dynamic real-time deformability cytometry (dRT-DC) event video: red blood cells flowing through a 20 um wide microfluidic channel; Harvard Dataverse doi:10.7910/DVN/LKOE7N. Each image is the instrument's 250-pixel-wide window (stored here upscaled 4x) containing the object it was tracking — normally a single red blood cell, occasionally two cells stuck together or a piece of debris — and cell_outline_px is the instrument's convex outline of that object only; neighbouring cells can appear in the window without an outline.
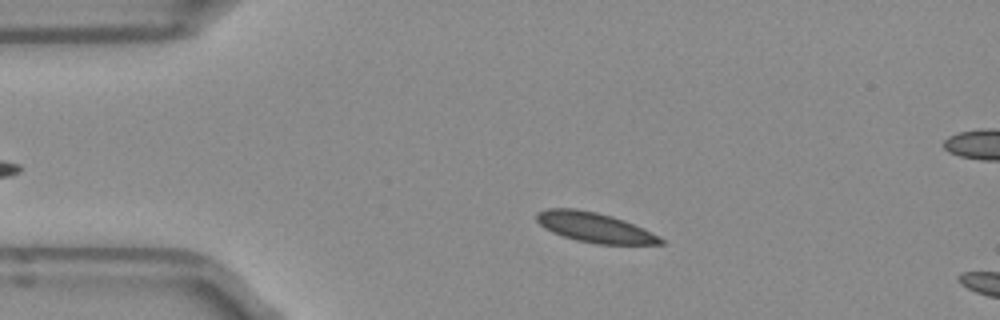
{"species": "Egyptian fruit bat (a non-hibernating species)", "species_latin": "Rousettus aegyptiacus", "temperature_condition": "room temperature", "stored_images_in_passage": 38, "camera_frame_rate_fps": 3000, "um_per_image_px": 0.085, "frame": {"image": 1, "passage_image": 8, "time_ms": 2.333, "image_size_px": [1000, 320], "cell_outline_px": [[664, 244], [596, 244], [576, 240], [552, 232], [544, 228], [536, 220], [536, 212], [548, 208], [572, 208], [596, 212], [612, 216], [624, 220], [644, 228], [664, 240]], "centroid_in_image_um": [50.52, 19.33], "position_along_channel_um": 34.5, "area_um2": 21.5}}
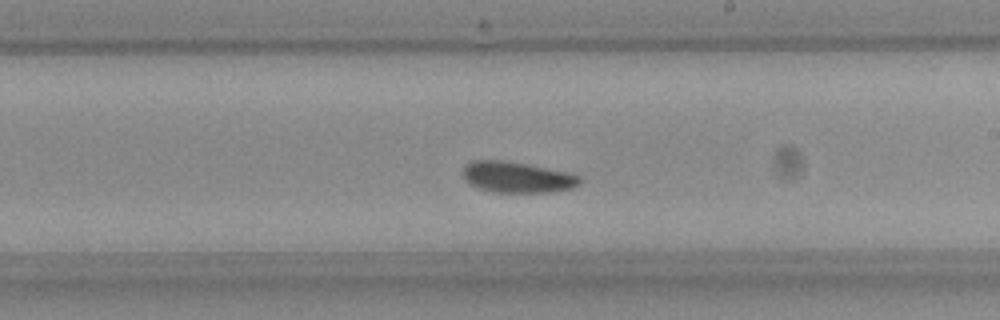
{"frame": {"image": 2, "passage_image": 27, "time_ms": 8.667, "image_size_px": [1000, 320], "cell_outline_px": [[580, 184], [572, 188], [552, 192], [492, 192], [480, 188], [464, 180], [464, 164], [472, 160], [500, 160], [524, 164], [564, 172], [580, 176]], "centroid_in_image_um": [43.92, 15.07], "position_along_channel_um": 245.1, "area_um2": 20.69}}
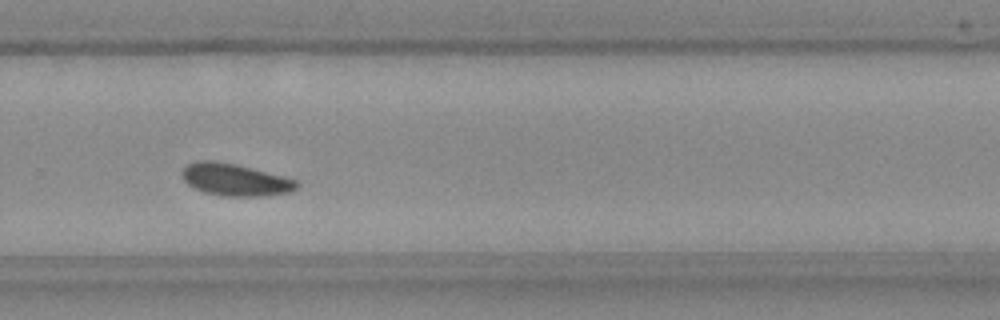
{"frame": {"image": 3, "passage_image": 32, "time_ms": 10.333, "image_size_px": [1000, 320], "cell_outline_px": [[300, 184], [292, 192], [260, 196], [224, 196], [204, 192], [188, 184], [184, 180], [180, 172], [188, 164], [200, 160], [212, 160], [236, 164], [296, 180]], "centroid_in_image_um": [19.97, 15.28], "position_along_channel_um": 309.8, "area_um2": 21.27}}